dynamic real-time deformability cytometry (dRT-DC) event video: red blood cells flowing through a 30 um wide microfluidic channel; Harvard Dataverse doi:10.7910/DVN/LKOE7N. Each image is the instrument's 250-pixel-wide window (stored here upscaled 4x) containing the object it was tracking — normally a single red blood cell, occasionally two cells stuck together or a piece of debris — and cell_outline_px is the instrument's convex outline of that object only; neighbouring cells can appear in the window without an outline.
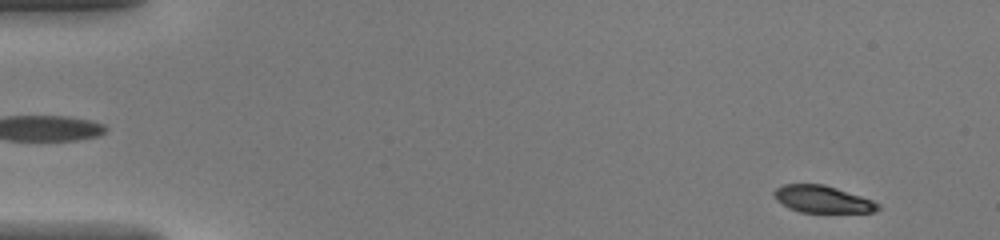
{"species": "common noctule bat (a hibernating species)", "species_latin": "Nyctalus noctula", "temperature_condition": "warm", "stored_images_in_passage": 45, "camera_frame_rate_fps": 3000, "um_per_image_px": 0.085, "animal": {"sex": "female", "body_mass_g": 20.0, "forearm_length_mm": 54.0}, "frame": {"image": 1, "passage_image": 3, "time_ms": 0.667, "image_size_px": [1000, 240], "cell_outline_px": [[880, 208], [876, 212], [800, 212], [788, 208], [776, 200], [772, 196], [772, 192], [776, 188], [784, 184], [824, 184], [872, 200], [880, 204]], "centroid_in_image_um": [69.87, 16.93], "position_along_channel_um": 15.1, "area_um2": 16.42}}
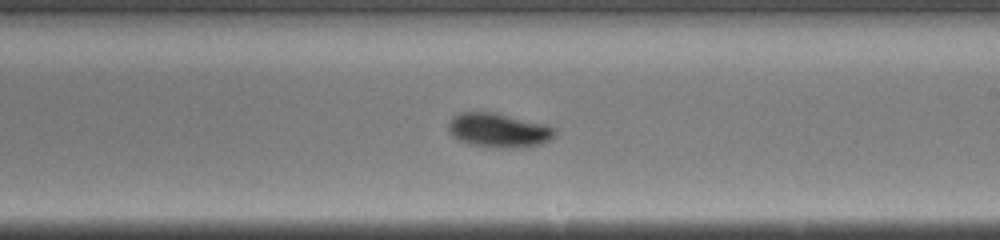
{"frame": {"image": 2, "passage_image": 27, "time_ms": 8.667, "image_size_px": [1000, 240], "cell_outline_px": [[556, 136], [544, 144], [524, 148], [496, 148], [472, 144], [460, 140], [452, 136], [448, 132], [448, 120], [452, 116], [460, 112], [496, 112], [548, 124], [556, 128]], "centroid_in_image_um": [42.44, 11.07], "position_along_channel_um": 246.6, "area_um2": 21.91}}
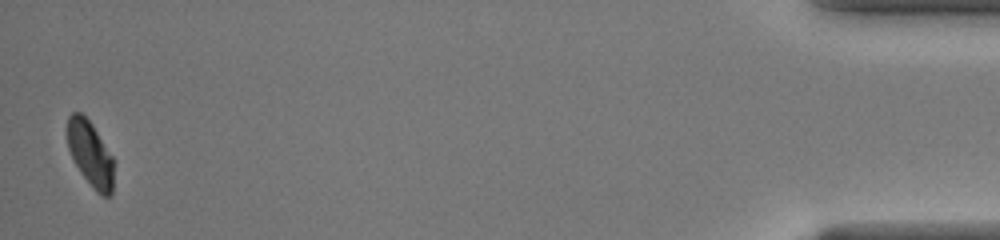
{"frame": {"image": 3, "passage_image": 45, "time_ms": 14.667, "image_size_px": [1000, 240], "cell_outline_px": [[112, 196], [100, 196], [92, 188], [80, 172], [68, 148], [68, 116], [72, 112], [80, 112], [92, 124], [112, 156]], "centroid_in_image_um": [7.67, 13.1], "position_along_channel_um": 427.5, "area_um2": 17.34}}